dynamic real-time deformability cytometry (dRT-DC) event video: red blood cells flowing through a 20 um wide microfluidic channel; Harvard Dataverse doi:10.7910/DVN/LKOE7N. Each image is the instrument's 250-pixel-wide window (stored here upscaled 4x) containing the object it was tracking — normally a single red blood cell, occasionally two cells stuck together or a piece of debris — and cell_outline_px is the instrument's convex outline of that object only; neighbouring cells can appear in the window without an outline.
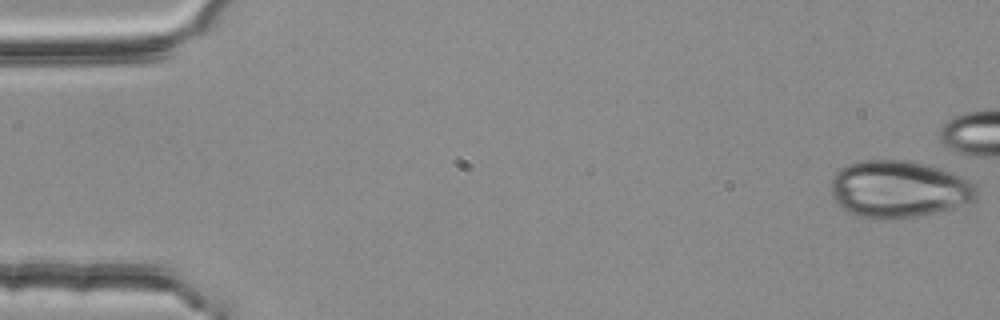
{"species": "common noctule bat (a hibernating species)", "species_latin": "Nyctalus noctula", "temperature_condition": "room temperature", "stored_images_in_passage": 37, "camera_frame_rate_fps": 3000, "um_per_image_px": 0.085, "animal": {"sex": "female", "body_mass_g": 25.1}, "frame": {"image": 1, "passage_image": 1, "time_ms": 0.0, "image_size_px": [1000, 320], "cell_outline_px": [[976, 200], [936, 212], [896, 220], [884, 220], [860, 216], [848, 212], [832, 196], [832, 176], [840, 168], [848, 164], [860, 160], [908, 160], [928, 164], [940, 168], [968, 180], [976, 184]], "centroid_in_image_um": [76.38, 16.07], "position_along_channel_um": 8.6, "area_um2": 48.38}}
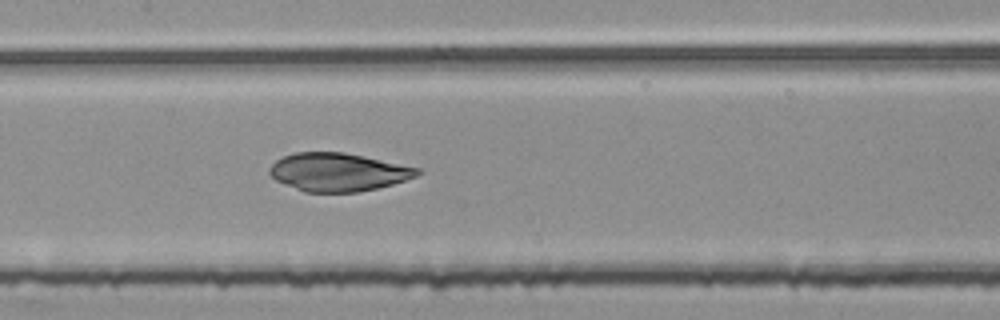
{"frame": {"image": 2, "passage_image": 26, "time_ms": 8.333, "image_size_px": [1000, 320], "cell_outline_px": [[424, 172], [416, 176], [392, 184], [376, 188], [356, 192], [304, 192], [284, 184], [276, 180], [268, 172], [268, 168], [276, 160], [284, 156], [296, 152], [344, 152], [364, 156], [420, 168]], "centroid_in_image_um": [28.73, 14.62], "position_along_channel_um": 178.7, "area_um2": 32.83}}
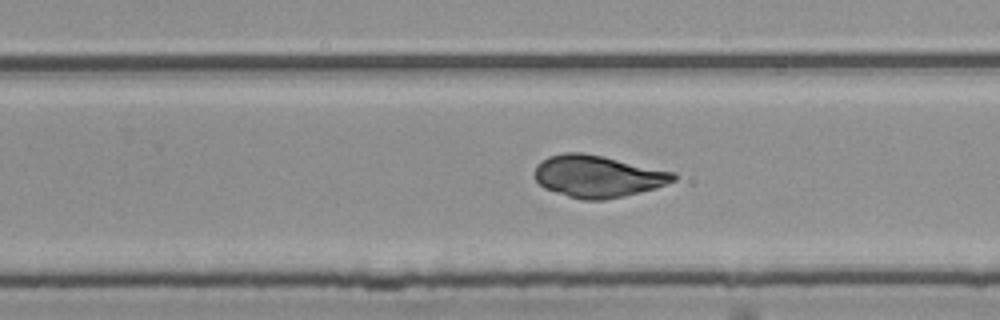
{"frame": {"image": 3, "passage_image": 34, "time_ms": 11.0, "image_size_px": [1000, 320], "cell_outline_px": [[676, 180], [656, 188], [624, 196], [604, 200], [580, 200], [544, 188], [536, 180], [536, 164], [540, 160], [548, 156], [564, 152], [580, 152], [604, 156], [676, 172]], "centroid_in_image_um": [50.82, 14.98], "position_along_channel_um": 279.0, "area_um2": 34.16}}